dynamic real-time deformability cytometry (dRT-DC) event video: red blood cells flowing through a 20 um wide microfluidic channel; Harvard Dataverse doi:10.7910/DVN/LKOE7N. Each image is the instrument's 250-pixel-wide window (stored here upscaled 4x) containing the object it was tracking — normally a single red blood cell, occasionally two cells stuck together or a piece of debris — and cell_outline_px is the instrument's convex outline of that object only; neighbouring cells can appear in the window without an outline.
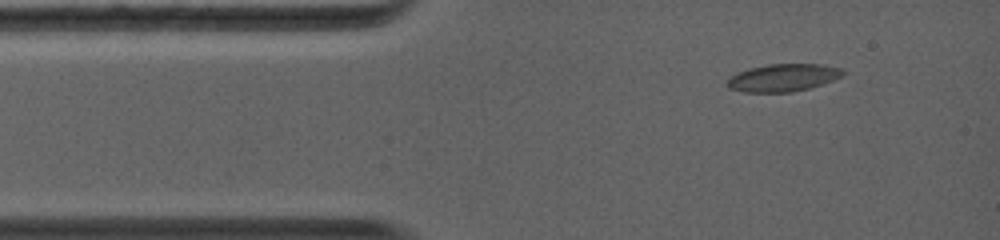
{"species": "common noctule bat (a hibernating species)", "species_latin": "Nyctalus noctula", "temperature_condition": "warm", "stored_images_in_passage": 2, "camera_frame_rate_fps": 5000, "um_per_image_px": 0.085, "animal": {"sex": "female", "body_mass_g": 19.0, "forearm_length_mm": 56.7}, "frame": {"image": 1, "passage_image": 1, "time_ms": 0.0, "image_size_px": [1000, 240], "cell_outline_px": [[844, 72], [840, 76], [832, 80], [808, 88], [792, 92], [744, 92], [728, 88], [724, 84], [736, 72], [748, 68], [768, 64], [820, 64], [844, 68]], "centroid_in_image_um": [66.51, 6.59], "position_along_channel_um": 18.5, "area_um2": 18.55}}